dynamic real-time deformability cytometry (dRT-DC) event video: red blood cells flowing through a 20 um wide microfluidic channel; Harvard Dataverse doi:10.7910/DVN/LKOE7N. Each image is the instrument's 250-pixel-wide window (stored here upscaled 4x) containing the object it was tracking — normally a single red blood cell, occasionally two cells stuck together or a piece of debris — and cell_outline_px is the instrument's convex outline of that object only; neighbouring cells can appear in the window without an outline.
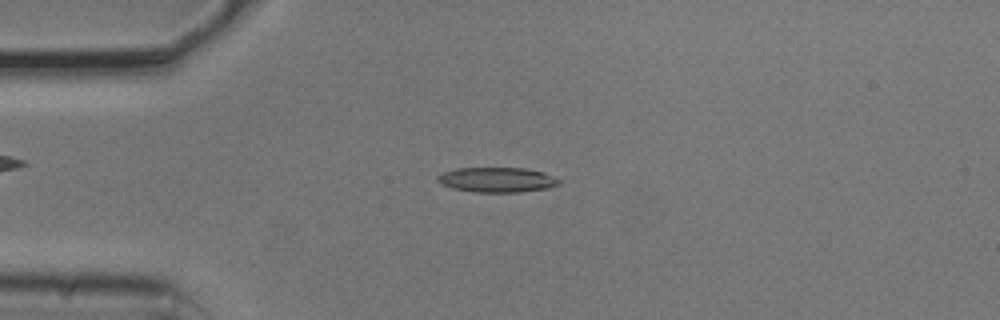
{"species": "common noctule bat (a hibernating species)", "species_latin": "Nyctalus noctula", "temperature_condition": "cold", "stored_images_in_passage": 50, "camera_frame_rate_fps": 3000, "um_per_image_px": 0.085, "animal": {"sex": "male", "body_mass_g": 20.5, "forearm_length_mm": 52.5}, "frame": {"image": 1, "passage_image": 10, "time_ms": 3.0, "image_size_px": [1000, 320], "cell_outline_px": [[560, 184], [548, 188], [520, 192], [476, 192], [452, 188], [440, 184], [436, 180], [436, 176], [444, 172], [456, 168], [524, 168], [544, 172], [560, 180]], "centroid_in_image_um": [42.23, 15.28], "position_along_channel_um": 42.8, "area_um2": 17.69}}
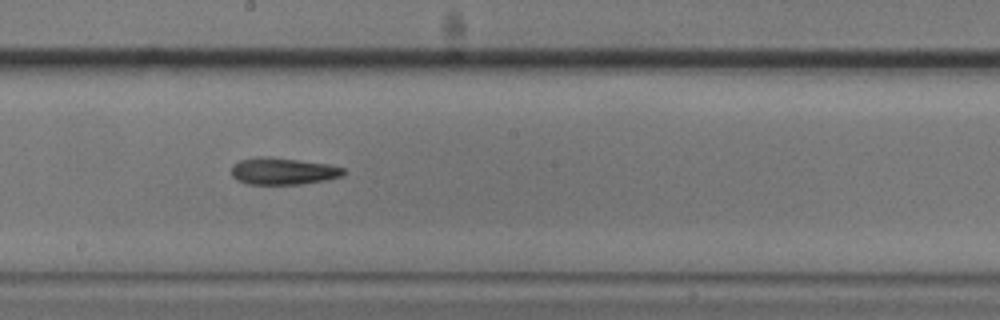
{"frame": {"image": 2, "passage_image": 26, "time_ms": 8.333, "image_size_px": [1000, 320], "cell_outline_px": [[344, 176], [328, 180], [300, 184], [248, 184], [236, 180], [232, 176], [232, 164], [240, 160], [296, 160], [328, 164], [344, 168]], "centroid_in_image_um": [24.12, 14.61], "position_along_channel_um": 224.1, "area_um2": 16.7}}
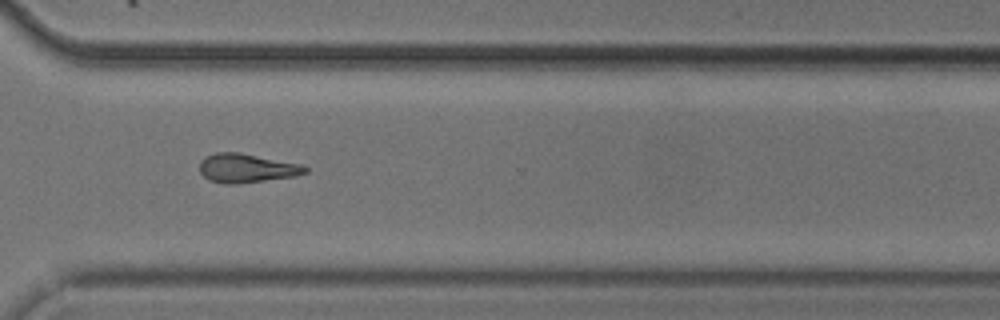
{"frame": {"image": 3, "passage_image": 36, "time_ms": 11.667, "image_size_px": [1000, 320], "cell_outline_px": [[308, 172], [296, 176], [236, 184], [224, 184], [208, 180], [200, 172], [200, 160], [216, 152], [240, 152], [304, 164], [308, 168]], "centroid_in_image_um": [21.0, 14.29], "position_along_channel_um": 349.6, "area_um2": 18.03}}